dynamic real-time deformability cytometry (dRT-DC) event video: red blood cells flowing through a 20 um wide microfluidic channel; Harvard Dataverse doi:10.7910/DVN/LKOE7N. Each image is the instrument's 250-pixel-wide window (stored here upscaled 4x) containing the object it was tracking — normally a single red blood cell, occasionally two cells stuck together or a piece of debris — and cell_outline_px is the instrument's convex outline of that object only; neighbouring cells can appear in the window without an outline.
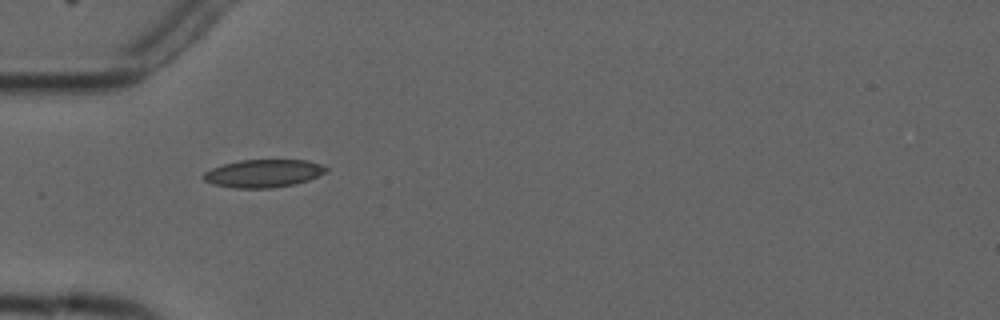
{"species": "common noctule bat (a hibernating species)", "species_latin": "Nyctalus noctula", "temperature_condition": "cold", "stored_images_in_passage": 3, "camera_frame_rate_fps": 3000, "um_per_image_px": 0.085, "animal": {"sex": "male", "forearm_length_mm": 52.5}, "frame": {"image": 1, "passage_image": 1, "time_ms": 0.0, "image_size_px": [1000, 320], "cell_outline_px": [[328, 172], [308, 180], [292, 184], [272, 188], [232, 188], [212, 184], [204, 180], [200, 176], [204, 172], [212, 168], [224, 164], [240, 160], [308, 160], [320, 164], [328, 168]], "centroid_in_image_um": [22.37, 14.74], "position_along_channel_um": 62.6, "area_um2": 20.0}}
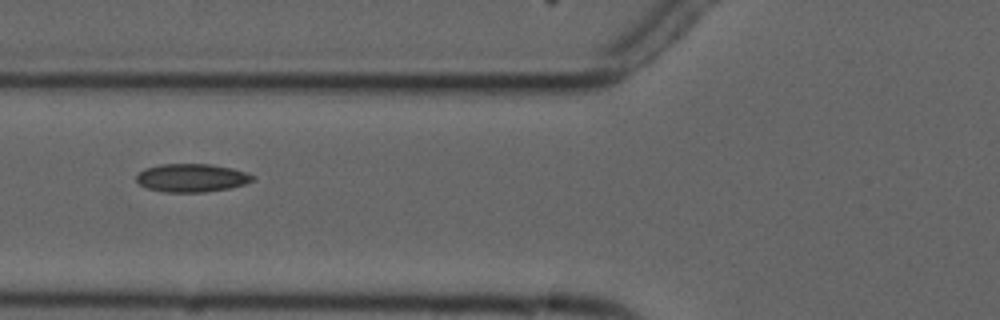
{"frame": {"image": 2, "passage_image": 2, "time_ms": 1.333, "image_size_px": [1000, 320], "cell_outline_px": [[256, 180], [244, 184], [228, 188], [204, 192], [164, 192], [148, 188], [140, 184], [136, 180], [136, 176], [144, 168], [160, 164], [212, 164], [232, 168], [248, 172], [256, 176]], "centroid_in_image_um": [16.33, 15.11], "position_along_channel_um": 109.5, "area_um2": 19.25}}
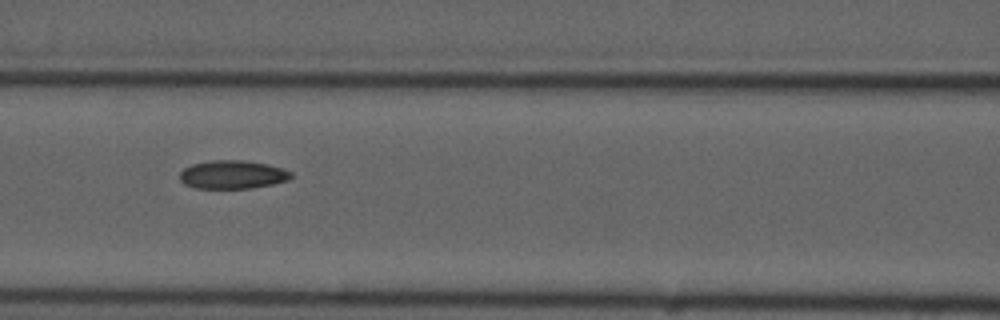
{"frame": {"image": 3, "passage_image": 3, "time_ms": 2.333, "image_size_px": [1000, 320], "cell_outline_px": [[292, 176], [288, 180], [272, 184], [252, 188], [196, 188], [184, 184], [180, 180], [180, 172], [184, 168], [192, 164], [212, 160], [244, 160], [268, 164], [292, 172]], "centroid_in_image_um": [19.75, 14.84], "position_along_channel_um": 146.8, "area_um2": 18.38}}